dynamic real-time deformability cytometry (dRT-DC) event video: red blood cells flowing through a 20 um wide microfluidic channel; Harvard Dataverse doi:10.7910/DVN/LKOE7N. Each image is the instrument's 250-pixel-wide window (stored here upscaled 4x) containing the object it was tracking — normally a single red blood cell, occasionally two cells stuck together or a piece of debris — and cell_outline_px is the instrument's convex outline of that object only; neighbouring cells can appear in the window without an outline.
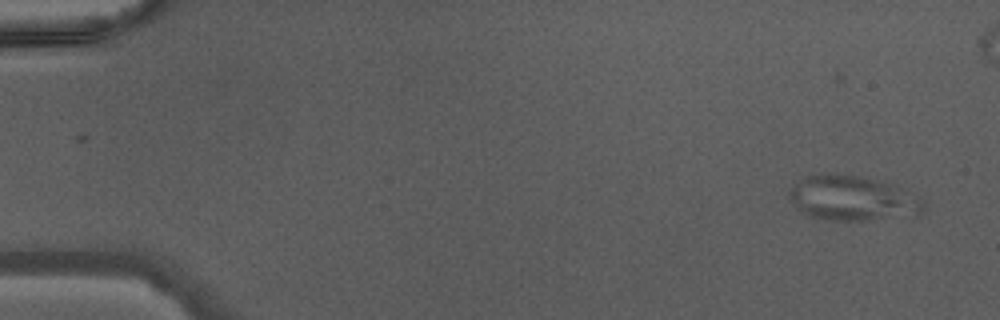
{"species": "Egyptian fruit bat (a non-hibernating species)", "species_latin": "Rousettus aegyptiacus", "temperature_condition": "warm", "stored_images_in_passage": 4, "camera_frame_rate_fps": 3000, "um_per_image_px": 0.085, "animal": {"sex": "male"}, "frame": {"image": 1, "passage_image": 2, "time_ms": 0.333, "image_size_px": [1000, 320], "cell_outline_px": [[924, 208], [916, 216], [864, 220], [824, 220], [808, 216], [796, 208], [788, 196], [788, 192], [792, 188], [808, 176], [824, 172], [856, 176], [892, 184], [920, 196], [924, 204]], "centroid_in_image_um": [72.48, 16.87], "position_along_channel_um": 12.5, "area_um2": 35.08}}